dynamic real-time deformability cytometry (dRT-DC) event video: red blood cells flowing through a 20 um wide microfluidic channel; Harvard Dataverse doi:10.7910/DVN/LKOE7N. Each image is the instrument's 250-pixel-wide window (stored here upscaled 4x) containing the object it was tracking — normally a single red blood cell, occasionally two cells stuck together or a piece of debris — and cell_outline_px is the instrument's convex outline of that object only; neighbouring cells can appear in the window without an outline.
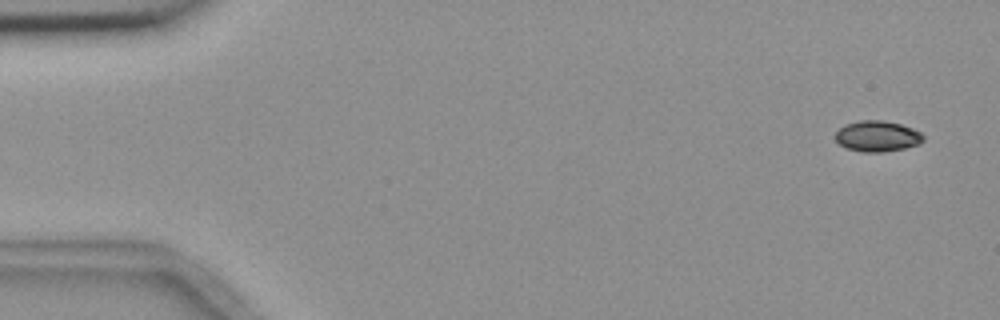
{"species": "common noctule bat (a hibernating species)", "species_latin": "Nyctalus noctula", "temperature_condition": "room temperature", "stored_images_in_passage": 5, "segment_of_instrument_passage": [2, 2], "camera_frame_rate_fps": 3000, "um_per_image_px": 0.085, "animal": {"sex": "female", "body_mass_g": 18.4}, "frame": {"image": 1, "passage_image": 5, "time_ms": 4.667, "image_size_px": [1000, 320], "cell_outline_px": [[924, 140], [920, 144], [904, 148], [884, 152], [860, 152], [848, 148], [840, 144], [836, 140], [836, 132], [844, 124], [860, 120], [884, 120], [900, 124], [912, 128], [920, 132], [924, 136]], "centroid_in_image_um": [74.59, 11.57], "position_along_channel_um": 10.4, "area_um2": 15.84}}